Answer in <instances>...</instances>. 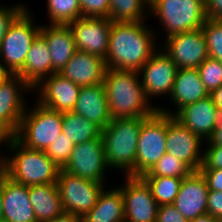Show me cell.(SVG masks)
<instances>
[{
    "label": "cell",
    "mask_w": 222,
    "mask_h": 222,
    "mask_svg": "<svg viewBox=\"0 0 222 222\" xmlns=\"http://www.w3.org/2000/svg\"><path fill=\"white\" fill-rule=\"evenodd\" d=\"M144 22H112L107 68L138 71L157 51L156 34Z\"/></svg>",
    "instance_id": "1"
},
{
    "label": "cell",
    "mask_w": 222,
    "mask_h": 222,
    "mask_svg": "<svg viewBox=\"0 0 222 222\" xmlns=\"http://www.w3.org/2000/svg\"><path fill=\"white\" fill-rule=\"evenodd\" d=\"M137 71L107 68L103 86L112 119L143 118L160 106L149 103Z\"/></svg>",
    "instance_id": "2"
},
{
    "label": "cell",
    "mask_w": 222,
    "mask_h": 222,
    "mask_svg": "<svg viewBox=\"0 0 222 222\" xmlns=\"http://www.w3.org/2000/svg\"><path fill=\"white\" fill-rule=\"evenodd\" d=\"M12 156H0L2 172L14 182L32 186L56 183L59 168L44 151L26 148L15 138L7 146Z\"/></svg>",
    "instance_id": "3"
},
{
    "label": "cell",
    "mask_w": 222,
    "mask_h": 222,
    "mask_svg": "<svg viewBox=\"0 0 222 222\" xmlns=\"http://www.w3.org/2000/svg\"><path fill=\"white\" fill-rule=\"evenodd\" d=\"M143 118L112 119L102 131L107 165L135 177L136 149Z\"/></svg>",
    "instance_id": "4"
},
{
    "label": "cell",
    "mask_w": 222,
    "mask_h": 222,
    "mask_svg": "<svg viewBox=\"0 0 222 222\" xmlns=\"http://www.w3.org/2000/svg\"><path fill=\"white\" fill-rule=\"evenodd\" d=\"M62 118L63 113L36 102L24 112L15 139L26 148L45 151L62 133Z\"/></svg>",
    "instance_id": "5"
},
{
    "label": "cell",
    "mask_w": 222,
    "mask_h": 222,
    "mask_svg": "<svg viewBox=\"0 0 222 222\" xmlns=\"http://www.w3.org/2000/svg\"><path fill=\"white\" fill-rule=\"evenodd\" d=\"M169 36L202 28L206 21L204 0H153L149 10Z\"/></svg>",
    "instance_id": "6"
},
{
    "label": "cell",
    "mask_w": 222,
    "mask_h": 222,
    "mask_svg": "<svg viewBox=\"0 0 222 222\" xmlns=\"http://www.w3.org/2000/svg\"><path fill=\"white\" fill-rule=\"evenodd\" d=\"M31 11H23L9 26L0 43V66L9 74H17L24 66L31 44L40 34Z\"/></svg>",
    "instance_id": "7"
},
{
    "label": "cell",
    "mask_w": 222,
    "mask_h": 222,
    "mask_svg": "<svg viewBox=\"0 0 222 222\" xmlns=\"http://www.w3.org/2000/svg\"><path fill=\"white\" fill-rule=\"evenodd\" d=\"M167 114L156 111L143 117L136 149L135 177L147 173L166 153Z\"/></svg>",
    "instance_id": "8"
},
{
    "label": "cell",
    "mask_w": 222,
    "mask_h": 222,
    "mask_svg": "<svg viewBox=\"0 0 222 222\" xmlns=\"http://www.w3.org/2000/svg\"><path fill=\"white\" fill-rule=\"evenodd\" d=\"M64 212L84 217L97 203L104 184L60 170L56 181Z\"/></svg>",
    "instance_id": "9"
},
{
    "label": "cell",
    "mask_w": 222,
    "mask_h": 222,
    "mask_svg": "<svg viewBox=\"0 0 222 222\" xmlns=\"http://www.w3.org/2000/svg\"><path fill=\"white\" fill-rule=\"evenodd\" d=\"M102 136L75 144L72 154L62 170L93 182L104 183L108 170Z\"/></svg>",
    "instance_id": "10"
},
{
    "label": "cell",
    "mask_w": 222,
    "mask_h": 222,
    "mask_svg": "<svg viewBox=\"0 0 222 222\" xmlns=\"http://www.w3.org/2000/svg\"><path fill=\"white\" fill-rule=\"evenodd\" d=\"M120 186L124 199V222H155L159 205L141 177L126 176Z\"/></svg>",
    "instance_id": "11"
},
{
    "label": "cell",
    "mask_w": 222,
    "mask_h": 222,
    "mask_svg": "<svg viewBox=\"0 0 222 222\" xmlns=\"http://www.w3.org/2000/svg\"><path fill=\"white\" fill-rule=\"evenodd\" d=\"M164 43L162 50L178 69L198 68L209 57L201 28L169 36Z\"/></svg>",
    "instance_id": "12"
},
{
    "label": "cell",
    "mask_w": 222,
    "mask_h": 222,
    "mask_svg": "<svg viewBox=\"0 0 222 222\" xmlns=\"http://www.w3.org/2000/svg\"><path fill=\"white\" fill-rule=\"evenodd\" d=\"M202 139L167 114L166 152L186 163L194 172L203 162Z\"/></svg>",
    "instance_id": "13"
},
{
    "label": "cell",
    "mask_w": 222,
    "mask_h": 222,
    "mask_svg": "<svg viewBox=\"0 0 222 222\" xmlns=\"http://www.w3.org/2000/svg\"><path fill=\"white\" fill-rule=\"evenodd\" d=\"M111 25L110 18L80 17L71 22L76 50L106 59Z\"/></svg>",
    "instance_id": "14"
},
{
    "label": "cell",
    "mask_w": 222,
    "mask_h": 222,
    "mask_svg": "<svg viewBox=\"0 0 222 222\" xmlns=\"http://www.w3.org/2000/svg\"><path fill=\"white\" fill-rule=\"evenodd\" d=\"M177 69L172 59L158 48L137 71L139 77H142L140 81L148 100L151 97L171 94Z\"/></svg>",
    "instance_id": "15"
},
{
    "label": "cell",
    "mask_w": 222,
    "mask_h": 222,
    "mask_svg": "<svg viewBox=\"0 0 222 222\" xmlns=\"http://www.w3.org/2000/svg\"><path fill=\"white\" fill-rule=\"evenodd\" d=\"M216 110L217 107L210 95L195 103L181 107L174 114L169 109L158 108V111L172 115L180 124L199 136L204 143L214 133Z\"/></svg>",
    "instance_id": "16"
},
{
    "label": "cell",
    "mask_w": 222,
    "mask_h": 222,
    "mask_svg": "<svg viewBox=\"0 0 222 222\" xmlns=\"http://www.w3.org/2000/svg\"><path fill=\"white\" fill-rule=\"evenodd\" d=\"M40 90L38 103L61 113L73 110L80 86L60 73H53L44 78L33 90Z\"/></svg>",
    "instance_id": "17"
},
{
    "label": "cell",
    "mask_w": 222,
    "mask_h": 222,
    "mask_svg": "<svg viewBox=\"0 0 222 222\" xmlns=\"http://www.w3.org/2000/svg\"><path fill=\"white\" fill-rule=\"evenodd\" d=\"M24 91L33 92L34 90L17 74H9L0 85V119L14 133L17 132L27 108L25 97L21 93Z\"/></svg>",
    "instance_id": "18"
},
{
    "label": "cell",
    "mask_w": 222,
    "mask_h": 222,
    "mask_svg": "<svg viewBox=\"0 0 222 222\" xmlns=\"http://www.w3.org/2000/svg\"><path fill=\"white\" fill-rule=\"evenodd\" d=\"M208 192L209 188L203 175L199 171L193 172L183 178L172 205L186 220H194L207 214Z\"/></svg>",
    "instance_id": "19"
},
{
    "label": "cell",
    "mask_w": 222,
    "mask_h": 222,
    "mask_svg": "<svg viewBox=\"0 0 222 222\" xmlns=\"http://www.w3.org/2000/svg\"><path fill=\"white\" fill-rule=\"evenodd\" d=\"M29 186L14 182L1 171V192L5 222H37L29 200Z\"/></svg>",
    "instance_id": "20"
},
{
    "label": "cell",
    "mask_w": 222,
    "mask_h": 222,
    "mask_svg": "<svg viewBox=\"0 0 222 222\" xmlns=\"http://www.w3.org/2000/svg\"><path fill=\"white\" fill-rule=\"evenodd\" d=\"M106 69L102 57L76 50L59 73L76 85L86 87L103 83Z\"/></svg>",
    "instance_id": "21"
},
{
    "label": "cell",
    "mask_w": 222,
    "mask_h": 222,
    "mask_svg": "<svg viewBox=\"0 0 222 222\" xmlns=\"http://www.w3.org/2000/svg\"><path fill=\"white\" fill-rule=\"evenodd\" d=\"M72 111L104 129L112 117L103 84L81 87Z\"/></svg>",
    "instance_id": "22"
},
{
    "label": "cell",
    "mask_w": 222,
    "mask_h": 222,
    "mask_svg": "<svg viewBox=\"0 0 222 222\" xmlns=\"http://www.w3.org/2000/svg\"><path fill=\"white\" fill-rule=\"evenodd\" d=\"M40 35L47 42L51 54L52 74L59 73L76 51L72 30L69 25L41 24Z\"/></svg>",
    "instance_id": "23"
},
{
    "label": "cell",
    "mask_w": 222,
    "mask_h": 222,
    "mask_svg": "<svg viewBox=\"0 0 222 222\" xmlns=\"http://www.w3.org/2000/svg\"><path fill=\"white\" fill-rule=\"evenodd\" d=\"M52 74L51 54L45 39L39 34L31 44L23 68L17 73L32 88Z\"/></svg>",
    "instance_id": "24"
},
{
    "label": "cell",
    "mask_w": 222,
    "mask_h": 222,
    "mask_svg": "<svg viewBox=\"0 0 222 222\" xmlns=\"http://www.w3.org/2000/svg\"><path fill=\"white\" fill-rule=\"evenodd\" d=\"M209 95L210 93L200 79L197 68L177 69L173 89L169 95L177 106L175 110L195 103Z\"/></svg>",
    "instance_id": "25"
},
{
    "label": "cell",
    "mask_w": 222,
    "mask_h": 222,
    "mask_svg": "<svg viewBox=\"0 0 222 222\" xmlns=\"http://www.w3.org/2000/svg\"><path fill=\"white\" fill-rule=\"evenodd\" d=\"M28 193L37 222H50L64 212L56 183L29 186Z\"/></svg>",
    "instance_id": "26"
},
{
    "label": "cell",
    "mask_w": 222,
    "mask_h": 222,
    "mask_svg": "<svg viewBox=\"0 0 222 222\" xmlns=\"http://www.w3.org/2000/svg\"><path fill=\"white\" fill-rule=\"evenodd\" d=\"M124 199L121 189H103L95 206L84 216L83 222H124Z\"/></svg>",
    "instance_id": "27"
},
{
    "label": "cell",
    "mask_w": 222,
    "mask_h": 222,
    "mask_svg": "<svg viewBox=\"0 0 222 222\" xmlns=\"http://www.w3.org/2000/svg\"><path fill=\"white\" fill-rule=\"evenodd\" d=\"M62 133L74 144L84 143L102 136L103 129L73 111L63 113Z\"/></svg>",
    "instance_id": "28"
},
{
    "label": "cell",
    "mask_w": 222,
    "mask_h": 222,
    "mask_svg": "<svg viewBox=\"0 0 222 222\" xmlns=\"http://www.w3.org/2000/svg\"><path fill=\"white\" fill-rule=\"evenodd\" d=\"M149 4L147 0H110L109 18L112 22L145 21Z\"/></svg>",
    "instance_id": "29"
},
{
    "label": "cell",
    "mask_w": 222,
    "mask_h": 222,
    "mask_svg": "<svg viewBox=\"0 0 222 222\" xmlns=\"http://www.w3.org/2000/svg\"><path fill=\"white\" fill-rule=\"evenodd\" d=\"M141 178L150 187L152 196L159 206L173 204L183 181V178L164 176Z\"/></svg>",
    "instance_id": "30"
},
{
    "label": "cell",
    "mask_w": 222,
    "mask_h": 222,
    "mask_svg": "<svg viewBox=\"0 0 222 222\" xmlns=\"http://www.w3.org/2000/svg\"><path fill=\"white\" fill-rule=\"evenodd\" d=\"M46 3L51 25H69L81 17L78 0H47Z\"/></svg>",
    "instance_id": "31"
},
{
    "label": "cell",
    "mask_w": 222,
    "mask_h": 222,
    "mask_svg": "<svg viewBox=\"0 0 222 222\" xmlns=\"http://www.w3.org/2000/svg\"><path fill=\"white\" fill-rule=\"evenodd\" d=\"M193 172L194 171L186 163L166 152L158 162L141 177L164 176L186 178Z\"/></svg>",
    "instance_id": "32"
},
{
    "label": "cell",
    "mask_w": 222,
    "mask_h": 222,
    "mask_svg": "<svg viewBox=\"0 0 222 222\" xmlns=\"http://www.w3.org/2000/svg\"><path fill=\"white\" fill-rule=\"evenodd\" d=\"M201 29L209 57L222 62V20L206 19Z\"/></svg>",
    "instance_id": "33"
},
{
    "label": "cell",
    "mask_w": 222,
    "mask_h": 222,
    "mask_svg": "<svg viewBox=\"0 0 222 222\" xmlns=\"http://www.w3.org/2000/svg\"><path fill=\"white\" fill-rule=\"evenodd\" d=\"M200 79L209 93L222 85V62L208 57L198 68Z\"/></svg>",
    "instance_id": "34"
},
{
    "label": "cell",
    "mask_w": 222,
    "mask_h": 222,
    "mask_svg": "<svg viewBox=\"0 0 222 222\" xmlns=\"http://www.w3.org/2000/svg\"><path fill=\"white\" fill-rule=\"evenodd\" d=\"M75 144L63 133H60L50 146L44 151L45 154L59 167L63 168L69 160Z\"/></svg>",
    "instance_id": "35"
},
{
    "label": "cell",
    "mask_w": 222,
    "mask_h": 222,
    "mask_svg": "<svg viewBox=\"0 0 222 222\" xmlns=\"http://www.w3.org/2000/svg\"><path fill=\"white\" fill-rule=\"evenodd\" d=\"M81 17L109 18L110 0H78Z\"/></svg>",
    "instance_id": "36"
},
{
    "label": "cell",
    "mask_w": 222,
    "mask_h": 222,
    "mask_svg": "<svg viewBox=\"0 0 222 222\" xmlns=\"http://www.w3.org/2000/svg\"><path fill=\"white\" fill-rule=\"evenodd\" d=\"M26 5L15 4L14 6H2L0 5V43L4 38L9 26L14 22V20L23 12L27 11Z\"/></svg>",
    "instance_id": "37"
},
{
    "label": "cell",
    "mask_w": 222,
    "mask_h": 222,
    "mask_svg": "<svg viewBox=\"0 0 222 222\" xmlns=\"http://www.w3.org/2000/svg\"><path fill=\"white\" fill-rule=\"evenodd\" d=\"M203 154L202 166L199 169H222V146L210 145L207 141Z\"/></svg>",
    "instance_id": "38"
},
{
    "label": "cell",
    "mask_w": 222,
    "mask_h": 222,
    "mask_svg": "<svg viewBox=\"0 0 222 222\" xmlns=\"http://www.w3.org/2000/svg\"><path fill=\"white\" fill-rule=\"evenodd\" d=\"M155 222H189L183 215L172 205H160Z\"/></svg>",
    "instance_id": "39"
},
{
    "label": "cell",
    "mask_w": 222,
    "mask_h": 222,
    "mask_svg": "<svg viewBox=\"0 0 222 222\" xmlns=\"http://www.w3.org/2000/svg\"><path fill=\"white\" fill-rule=\"evenodd\" d=\"M207 214L222 222V191L209 190Z\"/></svg>",
    "instance_id": "40"
},
{
    "label": "cell",
    "mask_w": 222,
    "mask_h": 222,
    "mask_svg": "<svg viewBox=\"0 0 222 222\" xmlns=\"http://www.w3.org/2000/svg\"><path fill=\"white\" fill-rule=\"evenodd\" d=\"M209 190L222 191V169H199Z\"/></svg>",
    "instance_id": "41"
},
{
    "label": "cell",
    "mask_w": 222,
    "mask_h": 222,
    "mask_svg": "<svg viewBox=\"0 0 222 222\" xmlns=\"http://www.w3.org/2000/svg\"><path fill=\"white\" fill-rule=\"evenodd\" d=\"M207 19L222 20V0H204Z\"/></svg>",
    "instance_id": "42"
},
{
    "label": "cell",
    "mask_w": 222,
    "mask_h": 222,
    "mask_svg": "<svg viewBox=\"0 0 222 222\" xmlns=\"http://www.w3.org/2000/svg\"><path fill=\"white\" fill-rule=\"evenodd\" d=\"M207 142L210 145L222 146V109L220 108H217L216 110L214 133Z\"/></svg>",
    "instance_id": "43"
},
{
    "label": "cell",
    "mask_w": 222,
    "mask_h": 222,
    "mask_svg": "<svg viewBox=\"0 0 222 222\" xmlns=\"http://www.w3.org/2000/svg\"><path fill=\"white\" fill-rule=\"evenodd\" d=\"M15 138V133L0 119V146L7 143L6 146Z\"/></svg>",
    "instance_id": "44"
},
{
    "label": "cell",
    "mask_w": 222,
    "mask_h": 222,
    "mask_svg": "<svg viewBox=\"0 0 222 222\" xmlns=\"http://www.w3.org/2000/svg\"><path fill=\"white\" fill-rule=\"evenodd\" d=\"M50 222H83V218L69 212H63Z\"/></svg>",
    "instance_id": "45"
},
{
    "label": "cell",
    "mask_w": 222,
    "mask_h": 222,
    "mask_svg": "<svg viewBox=\"0 0 222 222\" xmlns=\"http://www.w3.org/2000/svg\"><path fill=\"white\" fill-rule=\"evenodd\" d=\"M213 103L217 108L222 109V85L210 93Z\"/></svg>",
    "instance_id": "46"
},
{
    "label": "cell",
    "mask_w": 222,
    "mask_h": 222,
    "mask_svg": "<svg viewBox=\"0 0 222 222\" xmlns=\"http://www.w3.org/2000/svg\"><path fill=\"white\" fill-rule=\"evenodd\" d=\"M189 222H220V221L210 214H204V215L198 216L197 218Z\"/></svg>",
    "instance_id": "47"
},
{
    "label": "cell",
    "mask_w": 222,
    "mask_h": 222,
    "mask_svg": "<svg viewBox=\"0 0 222 222\" xmlns=\"http://www.w3.org/2000/svg\"><path fill=\"white\" fill-rule=\"evenodd\" d=\"M9 73L0 66V85L6 79Z\"/></svg>",
    "instance_id": "48"
},
{
    "label": "cell",
    "mask_w": 222,
    "mask_h": 222,
    "mask_svg": "<svg viewBox=\"0 0 222 222\" xmlns=\"http://www.w3.org/2000/svg\"><path fill=\"white\" fill-rule=\"evenodd\" d=\"M2 216H3V198L1 192V173H0V220H2Z\"/></svg>",
    "instance_id": "49"
},
{
    "label": "cell",
    "mask_w": 222,
    "mask_h": 222,
    "mask_svg": "<svg viewBox=\"0 0 222 222\" xmlns=\"http://www.w3.org/2000/svg\"><path fill=\"white\" fill-rule=\"evenodd\" d=\"M1 171H2V165H1V162H0V173H1Z\"/></svg>",
    "instance_id": "50"
}]
</instances>
